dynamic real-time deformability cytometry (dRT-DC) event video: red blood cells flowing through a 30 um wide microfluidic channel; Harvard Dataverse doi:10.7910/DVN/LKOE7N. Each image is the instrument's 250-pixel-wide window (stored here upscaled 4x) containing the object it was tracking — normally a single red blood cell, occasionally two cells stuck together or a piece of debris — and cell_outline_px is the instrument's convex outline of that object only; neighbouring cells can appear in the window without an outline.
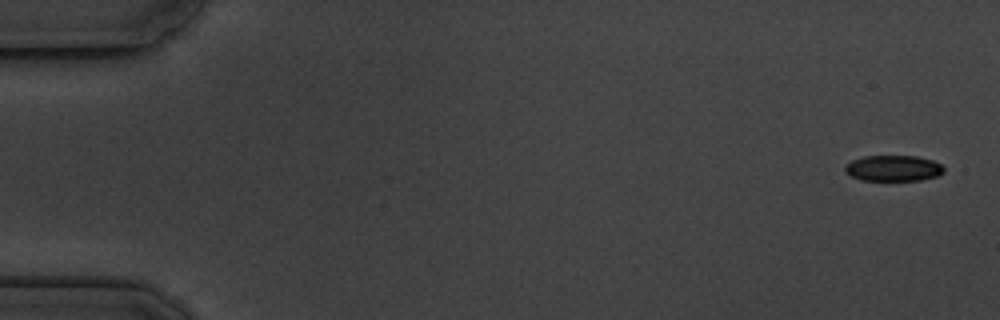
{"species": "common noctule bat (a hibernating species)", "species_latin": "Nyctalus noctula", "temperature_condition": "cold", "stored_images_in_passage": 18, "segment_of_instrument_passage": [1, 2], "camera_frame_rate_fps": 3000, "um_per_image_px": 0.085, "animal": {"sex": "male", "body_mass_g": 19.5, "forearm_length_mm": 54.6}, "frame": {"image": 1, "passage_image": 1, "time_ms": 0.0, "image_size_px": [1000, 320], "cell_outline_px": [[944, 172], [936, 176], [920, 180], [860, 180], [852, 176], [844, 168], [852, 160], [864, 156], [916, 156], [932, 160], [940, 164], [944, 168]], "centroid_in_image_um": [75.95, 14.3], "position_along_channel_um": 9.0, "area_um2": 14.68}}
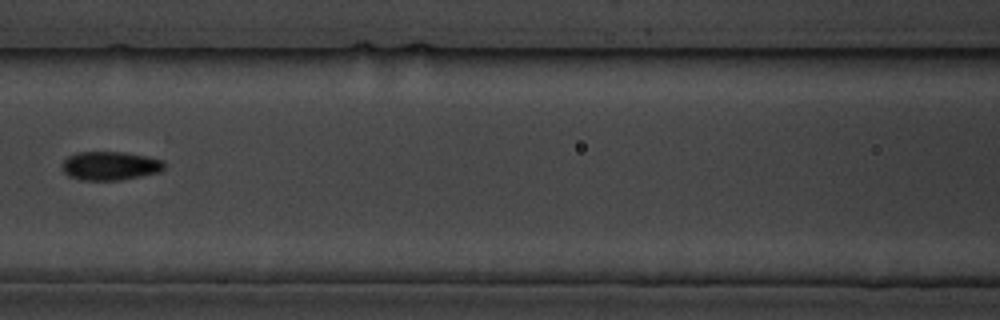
{"frame": {"image": 2, "passage_image": 8, "time_ms": 8.0, "image_size_px": [1000, 320], "cell_outline_px": [[164, 168], [160, 172], [120, 180], [80, 180], [68, 176], [64, 172], [60, 164], [68, 156], [76, 152], [124, 152], [148, 156], [164, 160]], "centroid_in_image_um": [9.34, 14.09], "position_along_channel_um": 157.3, "area_um2": 17.28}}
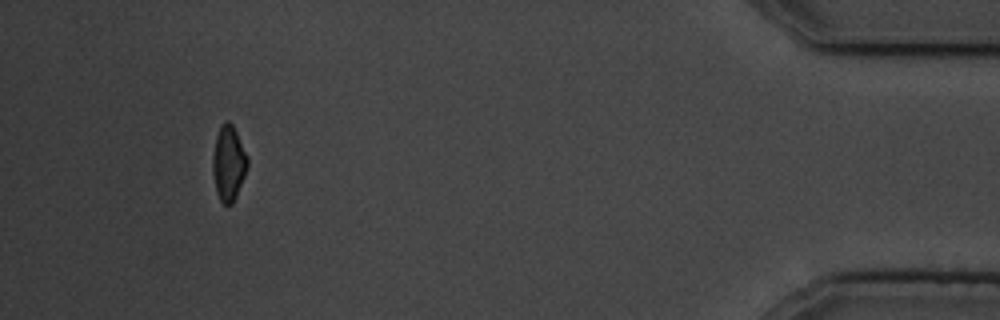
{"frame": {"image": 3, "passage_image": 16, "time_ms": 17.0, "image_size_px": [1000, 320], "cell_outline_px": [[248, 164], [244, 176], [236, 196], [232, 204], [224, 204], [220, 200], [216, 192], [212, 172], [212, 156], [216, 136], [220, 124], [224, 120], [228, 120], [232, 124], [248, 156]], "centroid_in_image_um": [19.41, 13.84], "position_along_channel_um": 415.8, "area_um2": 15.32}}